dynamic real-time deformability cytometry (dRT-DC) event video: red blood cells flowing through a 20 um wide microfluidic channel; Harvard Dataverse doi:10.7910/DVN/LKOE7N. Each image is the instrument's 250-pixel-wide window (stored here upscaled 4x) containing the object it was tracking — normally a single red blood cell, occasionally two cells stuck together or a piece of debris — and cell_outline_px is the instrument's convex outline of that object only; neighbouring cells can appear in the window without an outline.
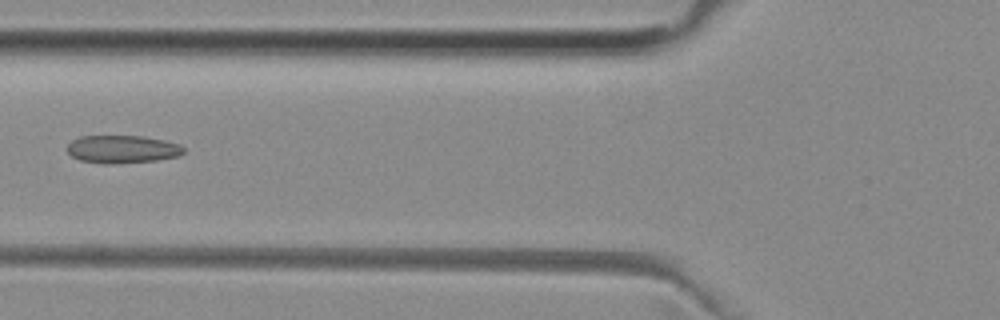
{"species": "common noctule bat (a hibernating species)", "species_latin": "Nyctalus noctula", "temperature_condition": "room temperature", "stored_images_in_passage": 5, "camera_frame_rate_fps": 3000, "um_per_image_px": 0.085, "animal": {"sex": "female", "body_mass_g": 29.2, "forearm_length_mm": 56.3}, "frame": {"image": 1, "passage_image": 5, "time_ms": 1.333, "image_size_px": [1000, 320], "cell_outline_px": [[184, 152], [176, 156], [156, 160], [104, 164], [80, 160], [72, 156], [68, 152], [68, 144], [72, 140], [80, 136], [144, 136], [164, 140], [180, 144], [184, 148]], "centroid_in_image_um": [10.38, 12.67], "position_along_channel_um": 115.4, "area_um2": 18.73}}